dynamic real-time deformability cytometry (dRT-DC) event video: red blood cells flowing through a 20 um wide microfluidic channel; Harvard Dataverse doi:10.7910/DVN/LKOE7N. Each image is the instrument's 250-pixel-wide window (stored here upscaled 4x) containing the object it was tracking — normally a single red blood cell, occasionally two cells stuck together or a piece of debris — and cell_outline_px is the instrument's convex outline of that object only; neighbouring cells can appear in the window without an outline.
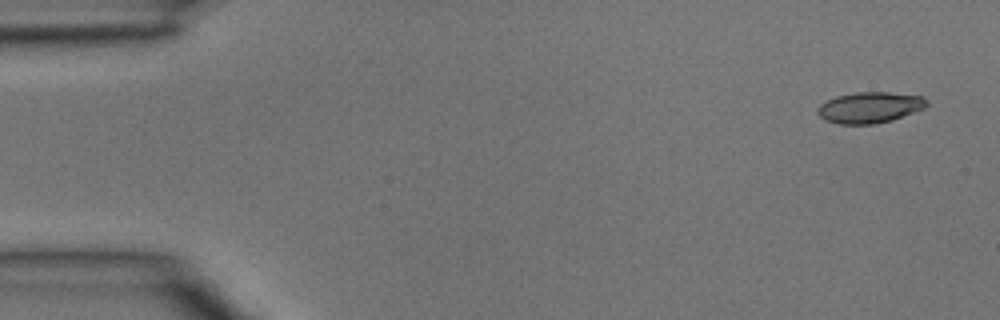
{"species": "common noctule bat (a hibernating species)", "species_latin": "Nyctalus noctula", "temperature_condition": "room temperature", "stored_images_in_passage": 4, "segment_of_instrument_passage": [1, 2], "camera_frame_rate_fps": 3000, "um_per_image_px": 0.085, "animal": {"sex": "male", "body_mass_g": 15.6}, "frame": {"image": 1, "passage_image": 1, "time_ms": 0.0, "image_size_px": [1000, 320], "cell_outline_px": [[928, 104], [924, 108], [892, 120], [876, 124], [840, 124], [824, 120], [816, 112], [816, 108], [820, 104], [836, 96], [856, 92], [888, 92], [924, 96], [928, 100]], "centroid_in_image_um": [73.92, 9.13], "position_along_channel_um": 11.1, "area_um2": 19.83}}